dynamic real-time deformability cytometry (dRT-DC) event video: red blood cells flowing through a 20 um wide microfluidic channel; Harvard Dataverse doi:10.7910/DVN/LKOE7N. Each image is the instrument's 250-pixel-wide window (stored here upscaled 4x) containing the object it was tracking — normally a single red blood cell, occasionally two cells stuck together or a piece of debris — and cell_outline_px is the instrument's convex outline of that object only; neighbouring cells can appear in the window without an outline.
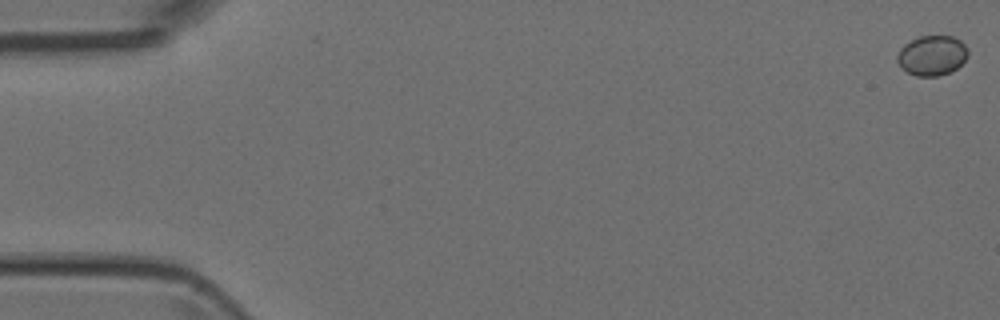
{"species": "Egyptian fruit bat (a non-hibernating species)", "species_latin": "Rousettus aegyptiacus", "temperature_condition": "room temperature", "stored_images_in_passage": 25, "camera_frame_rate_fps": 3000, "um_per_image_px": 0.085, "animal": {"sex": "female"}, "frame": {"image": 1, "passage_image": 1, "time_ms": 0.0, "image_size_px": [1000, 320], "cell_outline_px": [[968, 56], [956, 68], [948, 72], [936, 76], [916, 76], [908, 72], [896, 60], [896, 56], [900, 48], [904, 44], [920, 36], [952, 36], [960, 40], [968, 48]], "centroid_in_image_um": [79.22, 4.7], "position_along_channel_um": 5.8, "area_um2": 16.3}}
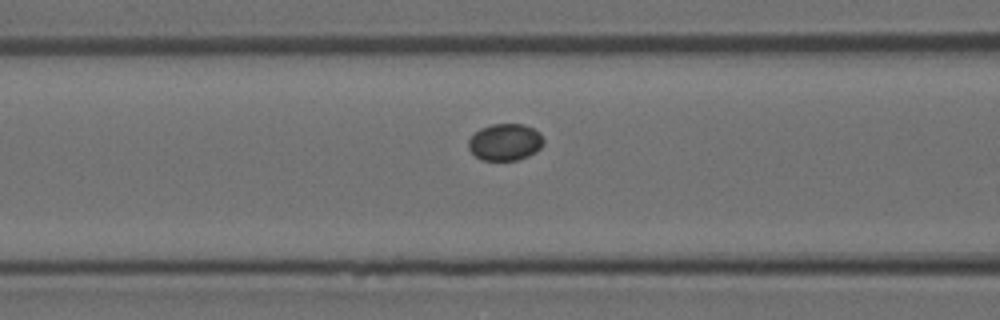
{"frame": {"image": 2, "passage_image": 21, "time_ms": 6.667, "image_size_px": [1000, 320], "cell_outline_px": [[544, 144], [536, 152], [528, 156], [516, 160], [480, 160], [468, 148], [468, 140], [480, 128], [492, 124], [524, 124], [540, 132], [544, 140]], "centroid_in_image_um": [42.95, 12.08], "position_along_channel_um": 123.7, "area_um2": 16.18}}
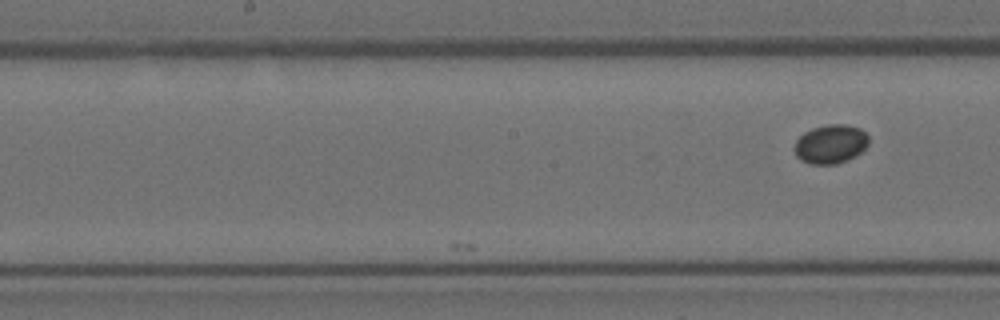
{"frame": {"image": 3, "passage_image": 25, "time_ms": 8.0, "image_size_px": [1000, 320], "cell_outline_px": [[868, 144], [860, 152], [836, 164], [812, 164], [800, 160], [796, 156], [796, 140], [804, 132], [812, 128], [828, 124], [848, 124], [860, 128], [868, 136]], "centroid_in_image_um": [70.59, 12.22], "position_along_channel_um": 177.6, "area_um2": 16.59}}